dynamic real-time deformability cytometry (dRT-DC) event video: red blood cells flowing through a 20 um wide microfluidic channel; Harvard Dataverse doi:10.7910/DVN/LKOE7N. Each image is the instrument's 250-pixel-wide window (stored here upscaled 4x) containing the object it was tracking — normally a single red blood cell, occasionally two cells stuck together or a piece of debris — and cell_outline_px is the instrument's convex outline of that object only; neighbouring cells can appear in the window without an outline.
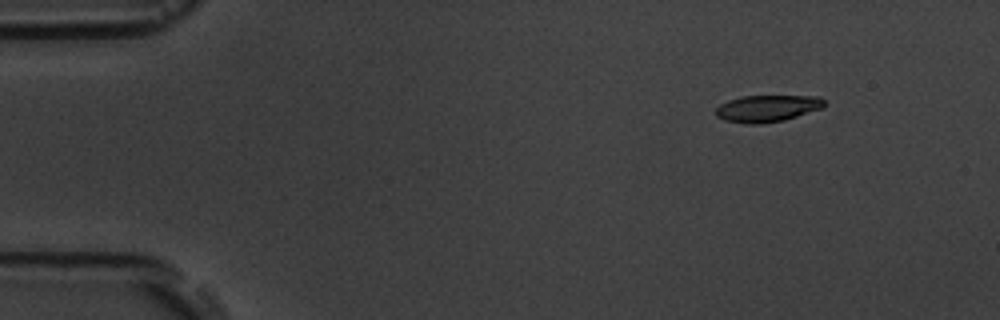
{"species": "common noctule bat (a hibernating species)", "species_latin": "Nyctalus noctula", "temperature_condition": "room temperature", "stored_images_in_passage": 4, "camera_frame_rate_fps": 3000, "um_per_image_px": 0.085, "animal": {"sex": "male", "body_mass_g": 19.5, "forearm_length_mm": 54.6}, "frame": {"image": 1, "passage_image": 1, "time_ms": 0.0, "image_size_px": [1000, 320], "cell_outline_px": [[824, 104], [820, 108], [784, 120], [760, 124], [748, 124], [724, 120], [716, 116], [716, 108], [720, 104], [728, 100], [740, 96], [820, 96], [824, 100]], "centroid_in_image_um": [65.17, 9.21], "position_along_channel_um": 19.8, "area_um2": 16.82}}
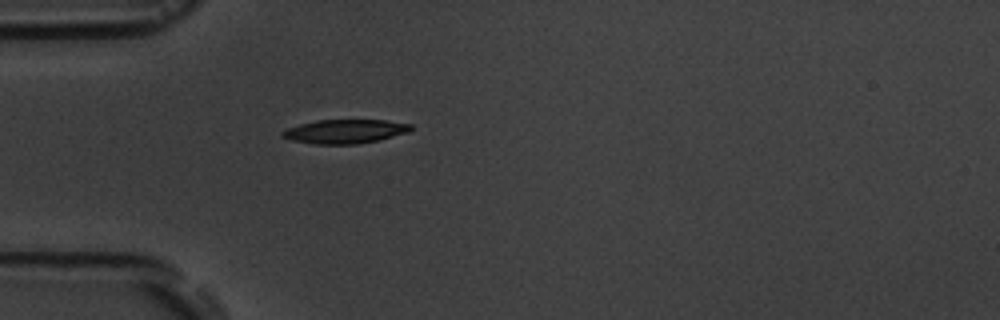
{"frame": {"image": 2, "passage_image": 4, "time_ms": 3.333, "image_size_px": [1000, 320], "cell_outline_px": [[412, 128], [408, 132], [380, 140], [356, 144], [312, 144], [292, 140], [280, 136], [280, 132], [288, 128], [300, 124], [316, 120], [384, 120], [412, 124]], "centroid_in_image_um": [29.31, 11.17], "position_along_channel_um": 55.7, "area_um2": 17.98}}